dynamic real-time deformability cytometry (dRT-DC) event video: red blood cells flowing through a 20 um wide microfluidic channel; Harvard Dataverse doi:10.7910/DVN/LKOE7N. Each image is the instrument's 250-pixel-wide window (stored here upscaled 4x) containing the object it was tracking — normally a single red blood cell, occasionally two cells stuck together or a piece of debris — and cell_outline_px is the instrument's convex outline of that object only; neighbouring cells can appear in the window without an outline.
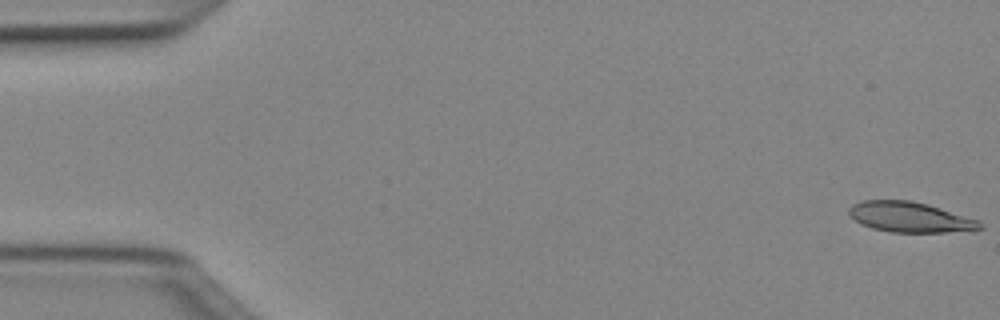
{"species": "Egyptian fruit bat (a non-hibernating species)", "species_latin": "Rousettus aegyptiacus", "temperature_condition": "cold", "stored_images_in_passage": 50, "camera_frame_rate_fps": 3000, "um_per_image_px": 0.085, "animal": {"sex": "female"}, "frame": {"image": 1, "passage_image": 1, "time_ms": 0.0, "image_size_px": [1000, 320], "cell_outline_px": [[984, 228], [976, 232], [892, 232], [872, 228], [860, 224], [848, 212], [848, 208], [852, 204], [864, 200], [912, 200], [928, 204], [980, 220], [984, 224]], "centroid_in_image_um": [77.45, 18.47], "position_along_channel_um": 7.5, "area_um2": 23.58}}
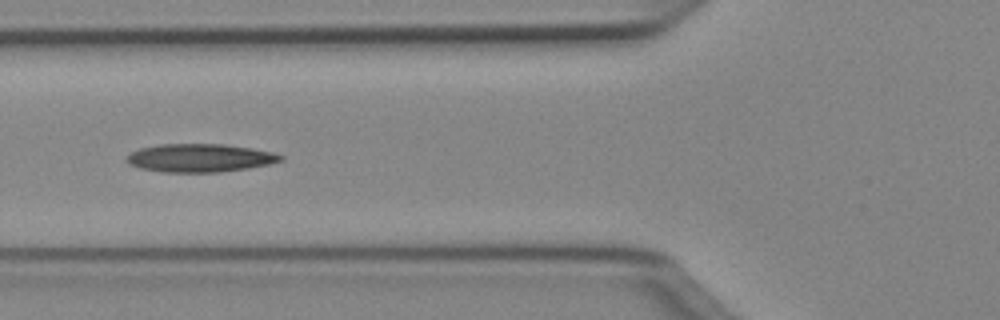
{"frame": {"image": 2, "passage_image": 19, "time_ms": 6.0, "image_size_px": [1000, 320], "cell_outline_px": [[284, 160], [268, 164], [248, 168], [220, 172], [160, 172], [140, 168], [128, 164], [124, 160], [132, 152], [140, 148], [160, 144], [224, 144], [252, 148], [272, 152], [284, 156]], "centroid_in_image_um": [16.98, 13.42], "position_along_channel_um": 108.8, "area_um2": 25.37}}
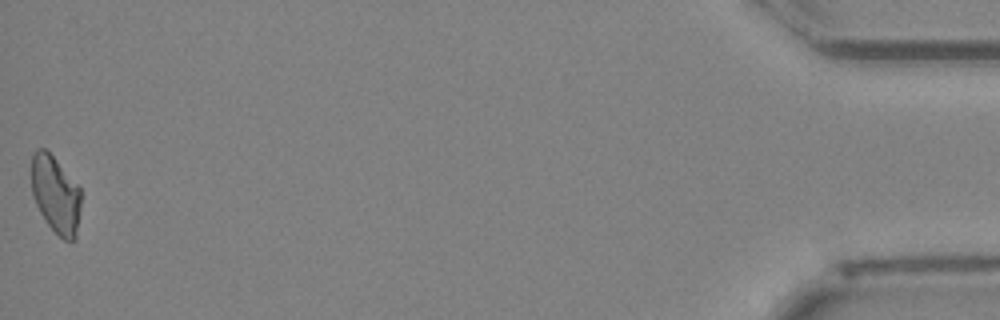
{"frame": {"image": 3, "passage_image": 50, "time_ms": 16.333, "image_size_px": [1000, 320], "cell_outline_px": [[80, 208], [76, 240], [64, 240], [48, 224], [40, 212], [36, 204], [32, 192], [32, 152], [36, 148], [44, 148], [56, 160], [80, 188]], "centroid_in_image_um": [4.72, 16.53], "position_along_channel_um": 430.5, "area_um2": 22.02}, "authors_computed_cell_mechanics": {"area_um2": 24.0448, "velocity_mm_per_s": 4.053, "shape_relaxation_time_tau1_ms": 9.8079, "shape_relaxation_time_tau2_ms": 5.4002, "deformation_change_tau1": 0.216, "deformation_change_tau2": 0.1446}}